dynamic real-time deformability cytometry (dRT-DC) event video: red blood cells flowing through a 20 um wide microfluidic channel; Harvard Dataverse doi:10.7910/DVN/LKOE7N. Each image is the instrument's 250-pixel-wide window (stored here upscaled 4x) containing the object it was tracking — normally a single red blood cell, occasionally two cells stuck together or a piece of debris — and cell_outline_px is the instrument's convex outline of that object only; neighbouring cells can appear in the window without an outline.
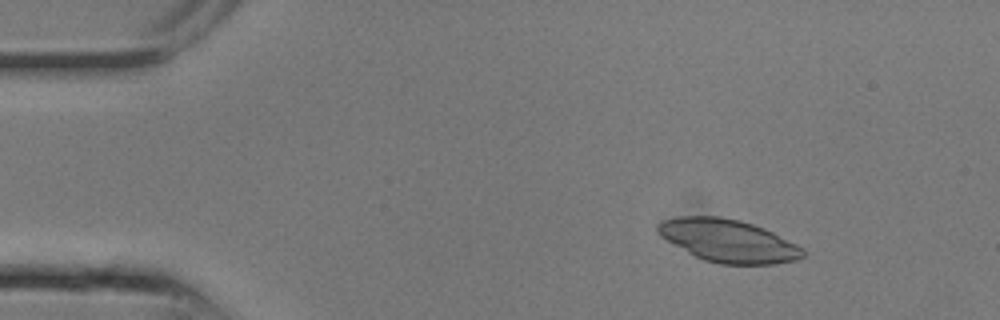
{"species": "common noctule bat (a hibernating species)", "species_latin": "Nyctalus noctula", "temperature_condition": "room temperature", "stored_images_in_passage": 9, "camera_frame_rate_fps": 3000, "um_per_image_px": 0.085, "animal": {"sex": "male", "body_mass_g": 13.3}, "frame": {"image": 1, "passage_image": 4, "time_ms": 1.0, "image_size_px": [1000, 320], "cell_outline_px": [[804, 256], [796, 260], [772, 264], [720, 264], [704, 260], [688, 252], [660, 236], [656, 232], [656, 224], [664, 220], [680, 216], [720, 216], [740, 220], [764, 228], [804, 248]], "centroid_in_image_um": [61.89, 20.46], "position_along_channel_um": 23.1, "area_um2": 35.95}}